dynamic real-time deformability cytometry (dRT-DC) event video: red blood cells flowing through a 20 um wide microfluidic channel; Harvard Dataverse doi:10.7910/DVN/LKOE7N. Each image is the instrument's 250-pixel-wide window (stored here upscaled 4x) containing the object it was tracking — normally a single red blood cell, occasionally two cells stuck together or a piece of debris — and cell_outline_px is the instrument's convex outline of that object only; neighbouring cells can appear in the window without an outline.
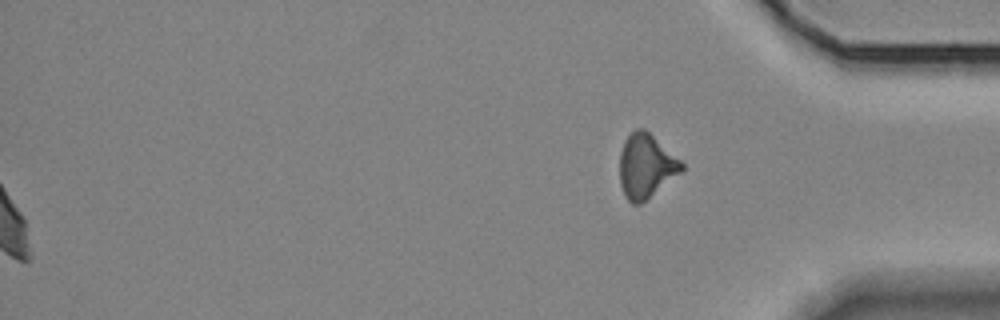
{"species": "Egyptian fruit bat (a non-hibernating species)", "species_latin": "Rousettus aegyptiacus", "temperature_condition": "room temperature", "stored_images_in_passage": 33, "segment_of_instrument_passage": [2, 2], "camera_frame_rate_fps": 3000, "um_per_image_px": 0.085, "animal": {"sex": "female"}, "frame": {"image": 1, "passage_image": 33, "time_ms": 10.667, "image_size_px": [1000, 320], "cell_outline_px": [[684, 172], [640, 204], [632, 204], [628, 200], [620, 184], [620, 152], [624, 140], [636, 128], [644, 128], [680, 160], [684, 164]], "centroid_in_image_um": [54.92, 14.13], "position_along_channel_um": 380.3, "area_um2": 23.12}}